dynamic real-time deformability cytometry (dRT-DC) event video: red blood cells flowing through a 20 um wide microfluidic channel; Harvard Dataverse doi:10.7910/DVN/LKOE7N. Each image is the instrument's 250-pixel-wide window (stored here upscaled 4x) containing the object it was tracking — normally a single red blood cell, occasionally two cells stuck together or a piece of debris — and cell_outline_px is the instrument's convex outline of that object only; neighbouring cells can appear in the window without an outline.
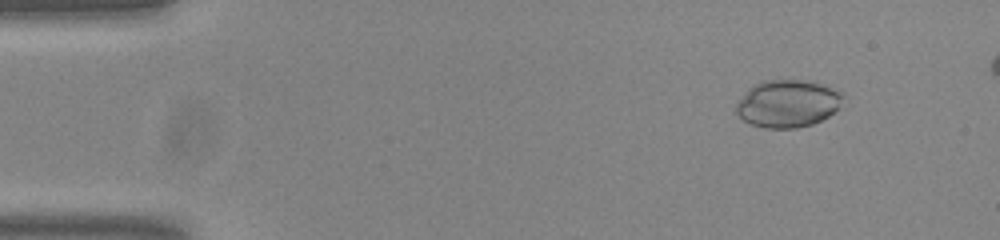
{"species": "common noctule bat (a hibernating species)", "species_latin": "Nyctalus noctula", "temperature_condition": "room temperature", "stored_images_in_passage": 52, "camera_frame_rate_fps": 3000, "um_per_image_px": 0.085, "animal": {"sex": "male", "body_mass_g": 20.0, "forearm_length_mm": 53.3}, "frame": {"image": 1, "passage_image": 6, "time_ms": 1.667, "image_size_px": [1000, 240], "cell_outline_px": [[844, 96], [840, 108], [828, 116], [812, 124], [796, 128], [764, 128], [752, 124], [744, 120], [736, 112], [736, 104], [748, 88], [764, 80], [816, 80], [844, 92]], "centroid_in_image_um": [67.02, 8.78], "position_along_channel_um": 18.0, "area_um2": 29.88}}
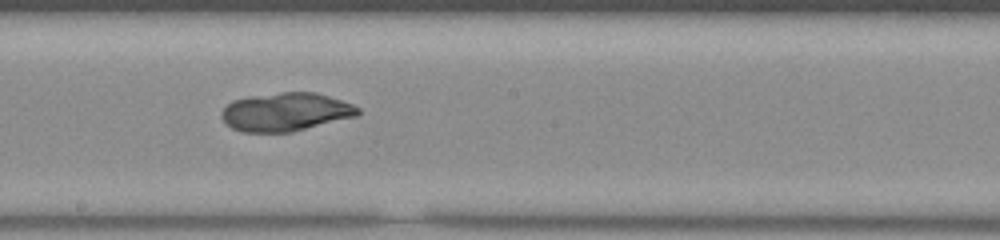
{"frame": {"image": 2, "passage_image": 30, "time_ms": 9.667, "image_size_px": [1000, 240], "cell_outline_px": [[360, 116], [292, 132], [240, 132], [224, 124], [220, 116], [220, 112], [232, 100], [248, 96], [280, 92], [316, 92], [352, 104], [360, 108]], "centroid_in_image_um": [24.27, 9.52], "position_along_channel_um": 223.9, "area_um2": 30.98}}
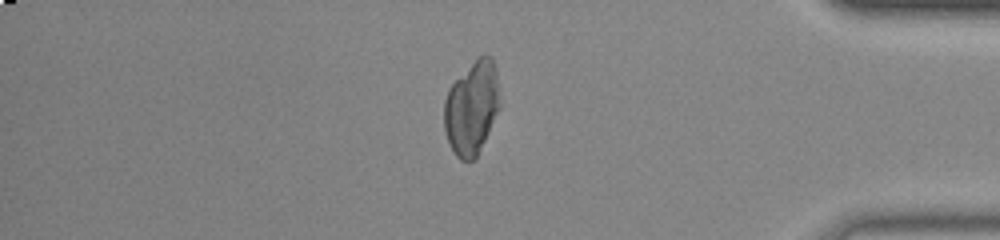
{"frame": {"image": 3, "passage_image": 46, "time_ms": 15.0, "image_size_px": [1000, 240], "cell_outline_px": [[500, 108], [476, 160], [460, 160], [456, 156], [448, 140], [444, 128], [444, 100], [448, 88], [480, 56], [492, 56], [496, 72], [500, 104]], "centroid_in_image_um": [40.1, 9.21], "position_along_channel_um": 395.1, "area_um2": 30.11}}